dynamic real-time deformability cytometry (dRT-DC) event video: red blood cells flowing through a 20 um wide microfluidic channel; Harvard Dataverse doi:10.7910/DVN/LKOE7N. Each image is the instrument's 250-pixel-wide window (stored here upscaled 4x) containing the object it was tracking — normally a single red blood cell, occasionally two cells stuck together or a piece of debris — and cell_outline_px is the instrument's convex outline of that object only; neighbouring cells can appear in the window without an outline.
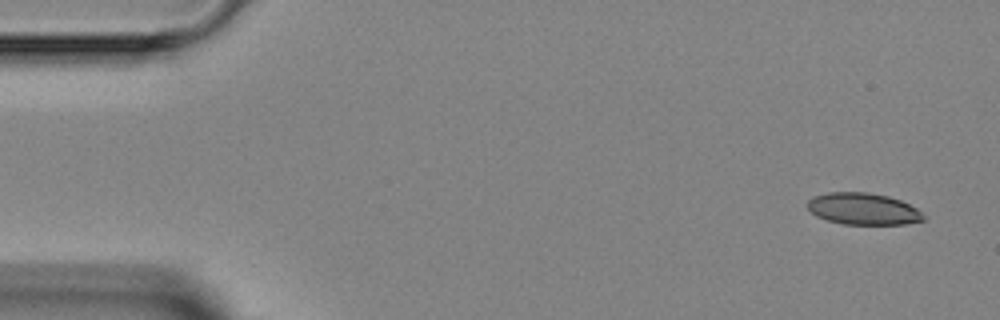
{"species": "Egyptian fruit bat (a non-hibernating species)", "species_latin": "Rousettus aegyptiacus", "temperature_condition": "room temperature", "stored_images_in_passage": 4, "camera_frame_rate_fps": 3000, "um_per_image_px": 0.085, "animal": {"sex": "female"}, "frame": {"image": 1, "passage_image": 1, "time_ms": 0.0, "image_size_px": [1000, 320], "cell_outline_px": [[924, 220], [904, 224], [844, 224], [828, 220], [816, 216], [808, 208], [808, 200], [812, 196], [828, 192], [864, 192], [888, 196], [900, 200], [916, 208], [924, 216]], "centroid_in_image_um": [73.34, 17.75], "position_along_channel_um": 11.7, "area_um2": 21.27}}
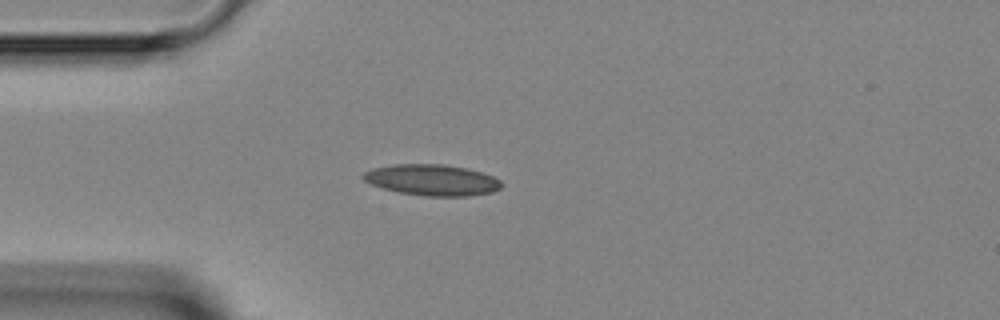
{"frame": {"image": 2, "passage_image": 4, "time_ms": 3.333, "image_size_px": [1000, 320], "cell_outline_px": [[504, 184], [500, 188], [492, 192], [468, 196], [424, 196], [396, 192], [372, 184], [364, 180], [360, 176], [364, 172], [372, 168], [396, 164], [444, 164], [468, 168], [492, 176], [500, 180]], "centroid_in_image_um": [36.72, 15.3], "position_along_channel_um": 48.3, "area_um2": 25.14}}